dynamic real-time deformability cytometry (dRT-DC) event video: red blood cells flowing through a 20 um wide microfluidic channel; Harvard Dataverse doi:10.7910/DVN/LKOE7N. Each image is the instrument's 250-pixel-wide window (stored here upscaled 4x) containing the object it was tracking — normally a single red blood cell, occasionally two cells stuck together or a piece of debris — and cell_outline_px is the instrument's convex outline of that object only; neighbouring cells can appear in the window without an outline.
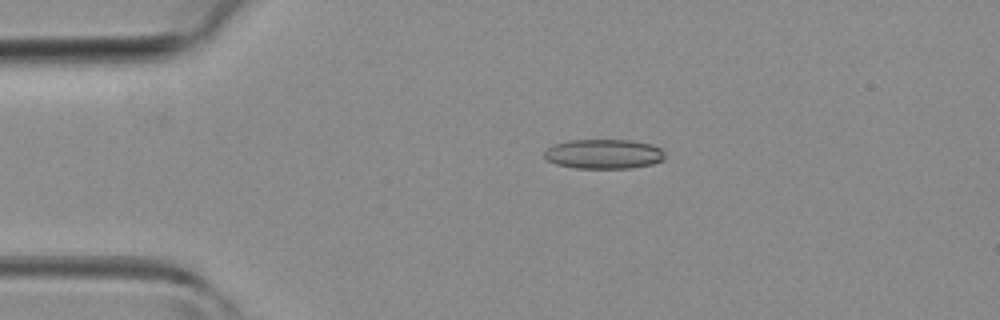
{"species": "common noctule bat (a hibernating species)", "species_latin": "Nyctalus noctula", "temperature_condition": "room temperature", "stored_images_in_passage": 30, "camera_frame_rate_fps": 3000, "um_per_image_px": 0.085, "animal": {"sex": "female", "body_mass_g": 19.3, "forearm_length_mm": 54.1}, "frame": {"image": 1, "passage_image": 1, "time_ms": 0.0, "image_size_px": [1000, 320], "cell_outline_px": [[664, 160], [652, 164], [628, 168], [576, 168], [556, 164], [548, 160], [544, 156], [544, 152], [548, 148], [556, 144], [568, 140], [628, 140], [652, 144], [660, 148], [664, 152]], "centroid_in_image_um": [51.33, 13.09], "position_along_channel_um": 33.7, "area_um2": 20.69}}
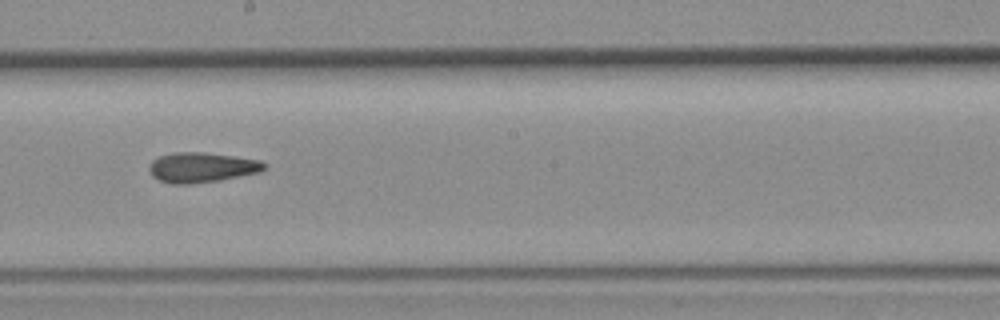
{"frame": {"image": 2, "passage_image": 16, "time_ms": 5.0, "image_size_px": [1000, 320], "cell_outline_px": [[268, 168], [260, 172], [220, 180], [192, 184], [172, 184], [160, 180], [152, 176], [148, 168], [152, 160], [160, 156], [176, 152], [200, 152], [232, 156], [260, 160], [268, 164]], "centroid_in_image_um": [17.17, 14.24], "position_along_channel_um": 231.0, "area_um2": 20.17}}
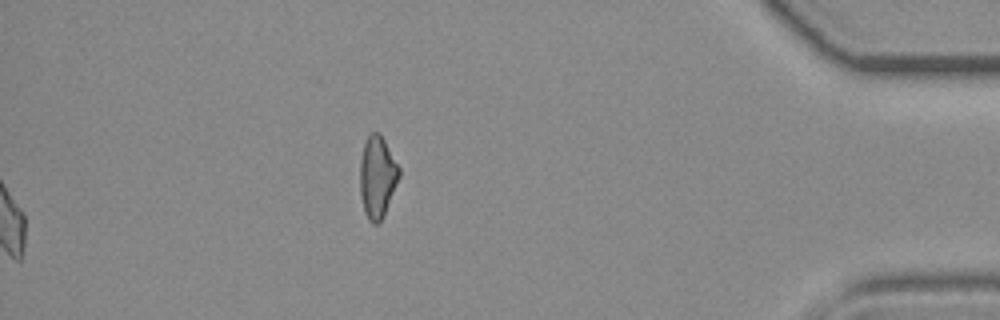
{"frame": {"image": 3, "passage_image": 30, "time_ms": 9.667, "image_size_px": [1000, 320], "cell_outline_px": [[400, 176], [384, 216], [376, 224], [372, 224], [368, 220], [364, 212], [360, 192], [360, 160], [364, 140], [372, 132], [380, 132], [400, 168]], "centroid_in_image_um": [32.07, 15.03], "position_along_channel_um": 403.1, "area_um2": 18.84}}